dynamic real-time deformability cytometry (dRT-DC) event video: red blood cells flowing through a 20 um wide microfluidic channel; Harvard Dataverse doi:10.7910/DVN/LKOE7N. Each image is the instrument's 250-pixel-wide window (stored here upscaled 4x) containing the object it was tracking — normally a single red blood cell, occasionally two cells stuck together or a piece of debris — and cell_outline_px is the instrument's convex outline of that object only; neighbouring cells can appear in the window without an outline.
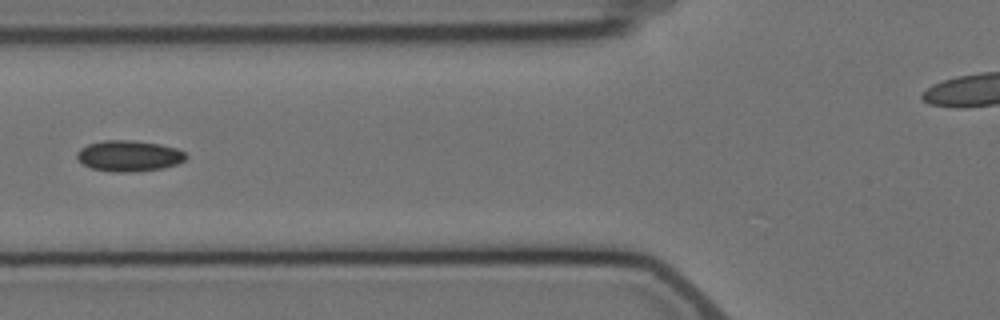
{"species": "Egyptian fruit bat (a non-hibernating species)", "species_latin": "Rousettus aegyptiacus", "temperature_condition": "cold", "stored_images_in_passage": 2, "camera_frame_rate_fps": 3000, "um_per_image_px": 0.085, "animal": {"sex": "female"}, "frame": {"image": 1, "passage_image": 2, "time_ms": 1.0, "image_size_px": [1000, 320], "cell_outline_px": [[188, 156], [184, 160], [176, 164], [164, 168], [136, 172], [112, 172], [92, 168], [84, 164], [76, 156], [76, 152], [80, 148], [88, 144], [104, 140], [132, 140], [160, 144], [176, 148], [184, 152]], "centroid_in_image_um": [10.96, 13.25], "position_along_channel_um": 114.8, "area_um2": 19.71}}